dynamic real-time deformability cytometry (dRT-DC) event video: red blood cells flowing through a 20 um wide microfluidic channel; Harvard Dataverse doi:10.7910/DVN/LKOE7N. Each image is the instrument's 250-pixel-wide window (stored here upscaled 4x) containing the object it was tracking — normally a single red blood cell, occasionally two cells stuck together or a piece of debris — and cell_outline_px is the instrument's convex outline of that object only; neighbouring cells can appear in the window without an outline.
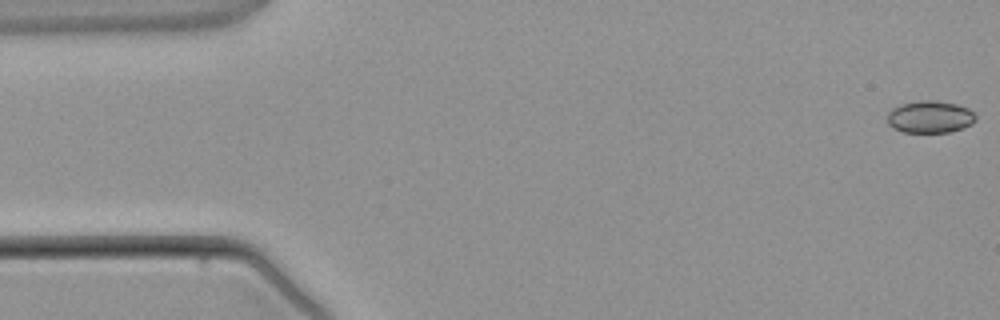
{"species": "common noctule bat (a hibernating species)", "species_latin": "Nyctalus noctula", "temperature_condition": "warm", "stored_images_in_passage": 4, "camera_frame_rate_fps": 3000, "um_per_image_px": 0.085, "animal": {"sex": "male", "body_mass_g": 21.5, "forearm_length_mm": 52.0}, "frame": {"image": 1, "passage_image": 1, "time_ms": 0.0, "image_size_px": [1000, 320], "cell_outline_px": [[976, 120], [972, 124], [964, 128], [952, 132], [904, 132], [892, 128], [888, 124], [888, 112], [892, 108], [904, 104], [924, 100], [928, 100], [956, 104], [968, 108], [976, 116]], "centroid_in_image_um": [79.07, 9.96], "position_along_channel_um": 5.9, "area_um2": 16.47}}